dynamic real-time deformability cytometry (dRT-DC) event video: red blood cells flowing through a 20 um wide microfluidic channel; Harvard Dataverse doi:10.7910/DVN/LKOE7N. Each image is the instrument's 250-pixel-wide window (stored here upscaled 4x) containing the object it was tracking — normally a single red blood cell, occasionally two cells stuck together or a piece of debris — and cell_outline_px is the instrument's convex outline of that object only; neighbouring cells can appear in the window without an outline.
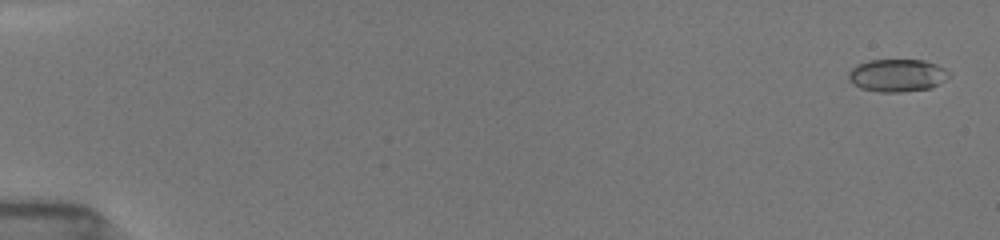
{"species": "common noctule bat (a hibernating species)", "species_latin": "Nyctalus noctula", "temperature_condition": "room temperature", "stored_images_in_passage": 24, "camera_frame_rate_fps": 3000, "um_per_image_px": 0.085, "animal": {"sex": "female", "body_mass_g": 19.5, "forearm_length_mm": 54.1}, "frame": {"image": 1, "passage_image": 2, "time_ms": 0.333, "image_size_px": [1000, 240], "cell_outline_px": [[952, 76], [932, 88], [900, 92], [880, 92], [860, 88], [852, 84], [848, 80], [848, 72], [856, 64], [868, 60], [924, 60], [936, 64], [952, 72]], "centroid_in_image_um": [76.27, 6.41], "position_along_channel_um": 8.7, "area_um2": 19.48}}
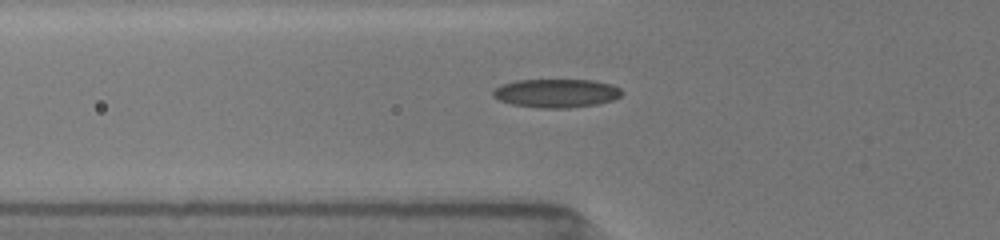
{"frame": {"image": 2, "passage_image": 20, "time_ms": 6.333, "image_size_px": [1000, 240], "cell_outline_px": [[620, 96], [612, 100], [596, 104], [568, 108], [540, 108], [512, 104], [500, 100], [492, 96], [492, 92], [496, 88], [504, 84], [516, 80], [592, 80], [612, 84], [620, 88]], "centroid_in_image_um": [47.28, 7.92], "position_along_channel_um": 78.5, "area_um2": 21.27}}
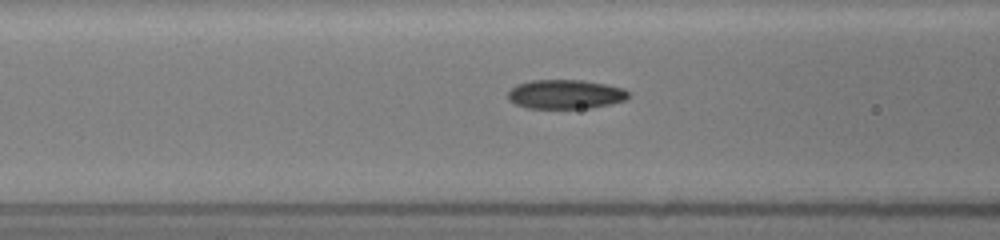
{"frame": {"image": 3, "passage_image": 23, "time_ms": 7.333, "image_size_px": [1000, 240], "cell_outline_px": [[628, 96], [624, 100], [612, 104], [588, 108], [528, 108], [516, 104], [508, 100], [508, 92], [516, 84], [532, 80], [584, 80], [624, 88], [628, 92]], "centroid_in_image_um": [48.04, 8.01], "position_along_channel_um": 118.6, "area_um2": 20.46}}